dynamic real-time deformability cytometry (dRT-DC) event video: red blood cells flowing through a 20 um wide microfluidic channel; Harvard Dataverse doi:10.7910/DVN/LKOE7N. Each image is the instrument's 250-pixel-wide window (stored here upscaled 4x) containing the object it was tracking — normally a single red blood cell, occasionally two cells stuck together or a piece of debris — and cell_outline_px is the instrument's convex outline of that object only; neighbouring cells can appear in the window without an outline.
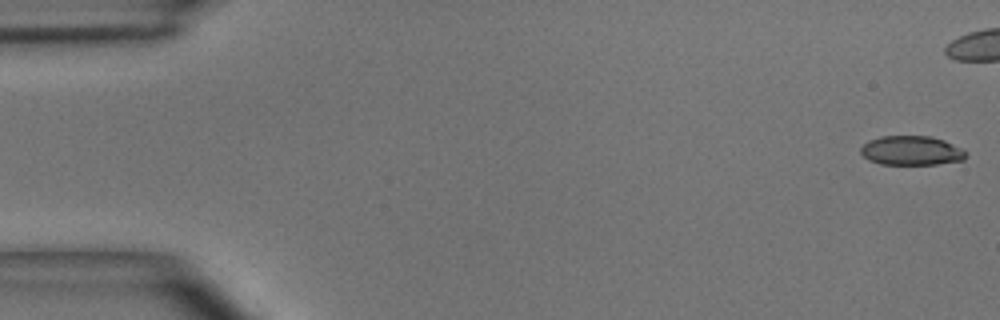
{"species": "common noctule bat (a hibernating species)", "species_latin": "Nyctalus noctula", "temperature_condition": "room temperature", "stored_images_in_passage": 12, "camera_frame_rate_fps": 3000, "um_per_image_px": 0.085, "animal": {"sex": "male", "body_mass_g": 15.6}, "frame": {"image": 1, "passage_image": 1, "time_ms": 0.0, "image_size_px": [1000, 320], "cell_outline_px": [[968, 156], [964, 160], [936, 164], [880, 164], [868, 160], [860, 152], [860, 148], [868, 140], [880, 136], [932, 136], [944, 140], [968, 152]], "centroid_in_image_um": [77.48, 12.8], "position_along_channel_um": 7.5, "area_um2": 18.09}}